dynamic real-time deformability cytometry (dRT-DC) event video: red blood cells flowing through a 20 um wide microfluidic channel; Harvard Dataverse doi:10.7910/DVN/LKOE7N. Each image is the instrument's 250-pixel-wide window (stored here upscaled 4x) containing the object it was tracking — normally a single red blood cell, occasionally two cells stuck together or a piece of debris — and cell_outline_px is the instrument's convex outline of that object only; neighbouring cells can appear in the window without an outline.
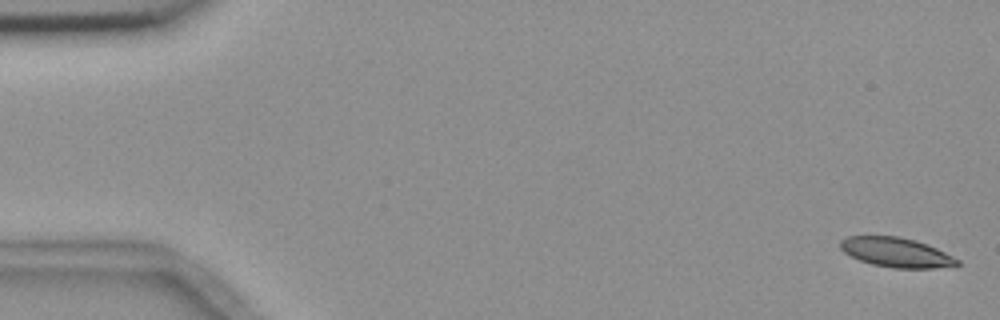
{"species": "common noctule bat (a hibernating species)", "species_latin": "Nyctalus noctula", "temperature_condition": "room temperature", "stored_images_in_passage": 7, "camera_frame_rate_fps": 3000, "um_per_image_px": 0.085, "animal": {"sex": "female", "body_mass_g": 18.4}, "frame": {"image": 1, "passage_image": 1, "time_ms": 0.0, "image_size_px": [1000, 320], "cell_outline_px": [[960, 264], [956, 268], [892, 268], [872, 264], [860, 260], [844, 252], [840, 248], [840, 240], [848, 236], [896, 236], [916, 240], [936, 248], [960, 260]], "centroid_in_image_um": [76.24, 21.47], "position_along_channel_um": 8.8, "area_um2": 20.29}}